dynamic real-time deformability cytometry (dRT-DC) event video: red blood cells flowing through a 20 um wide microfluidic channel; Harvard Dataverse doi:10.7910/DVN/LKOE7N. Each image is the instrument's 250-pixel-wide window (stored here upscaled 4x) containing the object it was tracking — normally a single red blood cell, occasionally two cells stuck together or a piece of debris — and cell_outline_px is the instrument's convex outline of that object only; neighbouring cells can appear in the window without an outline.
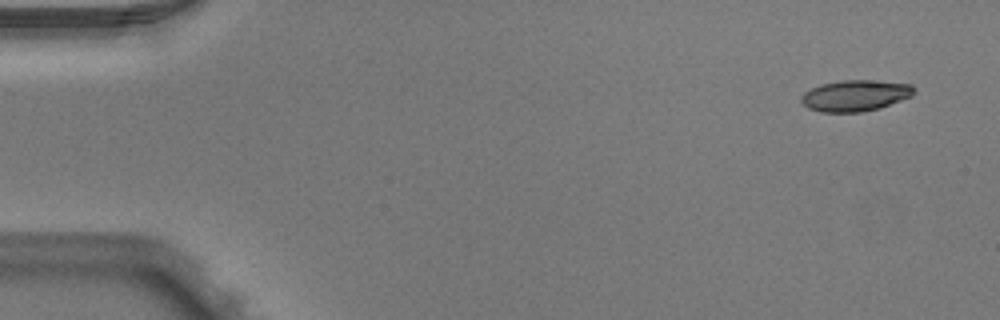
{"species": "Egyptian fruit bat (a non-hibernating species)", "species_latin": "Rousettus aegyptiacus", "temperature_condition": "warm", "stored_images_in_passage": 4, "camera_frame_rate_fps": 3000, "um_per_image_px": 0.085, "animal": {"sex": "male"}, "frame": {"image": 1, "passage_image": 1, "time_ms": 0.0, "image_size_px": [1000, 320], "cell_outline_px": [[916, 92], [912, 96], [880, 108], [860, 112], [820, 112], [808, 108], [800, 100], [800, 96], [804, 92], [820, 84], [840, 80], [868, 80], [912, 84], [916, 88]], "centroid_in_image_um": [72.7, 8.12], "position_along_channel_um": 12.3, "area_um2": 20.63}}